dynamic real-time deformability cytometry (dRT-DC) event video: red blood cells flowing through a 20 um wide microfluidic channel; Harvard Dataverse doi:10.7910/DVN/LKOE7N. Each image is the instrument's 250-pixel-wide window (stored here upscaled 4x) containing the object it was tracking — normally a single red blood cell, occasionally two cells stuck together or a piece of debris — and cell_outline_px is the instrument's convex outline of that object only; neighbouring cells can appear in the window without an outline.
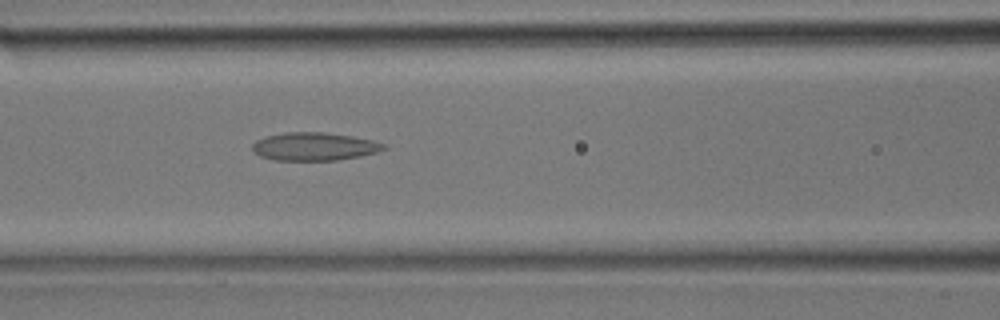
{"species": "common noctule bat (a hibernating species)", "species_latin": "Nyctalus noctula", "temperature_condition": "room temperature", "stored_images_in_passage": 4, "camera_frame_rate_fps": 3000, "um_per_image_px": 0.085, "animal": {"sex": "male", "body_mass_g": 17.9}, "frame": {"image": 1, "passage_image": 4, "time_ms": 1.0, "image_size_px": [1000, 320], "cell_outline_px": [[388, 148], [376, 152], [360, 156], [336, 160], [272, 160], [260, 156], [252, 152], [252, 144], [256, 140], [268, 136], [284, 132], [324, 132], [352, 136], [372, 140], [384, 144]], "centroid_in_image_um": [26.68, 12.45], "position_along_channel_um": 139.9, "area_um2": 21.5}}